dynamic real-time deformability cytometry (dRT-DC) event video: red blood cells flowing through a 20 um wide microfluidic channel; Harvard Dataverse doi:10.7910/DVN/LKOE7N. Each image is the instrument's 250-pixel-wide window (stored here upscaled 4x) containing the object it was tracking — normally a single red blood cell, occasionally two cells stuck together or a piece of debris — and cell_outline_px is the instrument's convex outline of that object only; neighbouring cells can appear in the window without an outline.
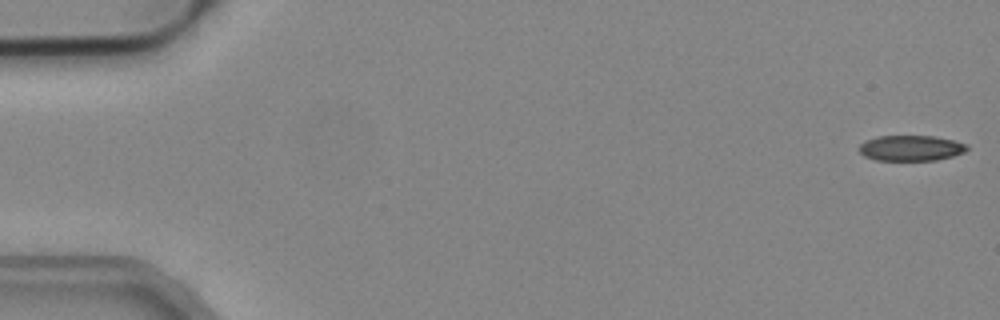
{"species": "common noctule bat (a hibernating species)", "species_latin": "Nyctalus noctula", "temperature_condition": "cold", "stored_images_in_passage": 47, "camera_frame_rate_fps": 3000, "um_per_image_px": 0.085, "animal": {"sex": "male", "body_mass_g": 19.2, "forearm_length_mm": 51.8}, "frame": {"image": 1, "passage_image": 1, "time_ms": 0.0, "image_size_px": [1000, 320], "cell_outline_px": [[968, 148], [964, 152], [952, 156], [936, 160], [876, 160], [864, 156], [860, 152], [860, 144], [864, 140], [876, 136], [936, 136], [956, 140], [968, 144]], "centroid_in_image_um": [77.44, 12.57], "position_along_channel_um": 7.6, "area_um2": 16.18}}
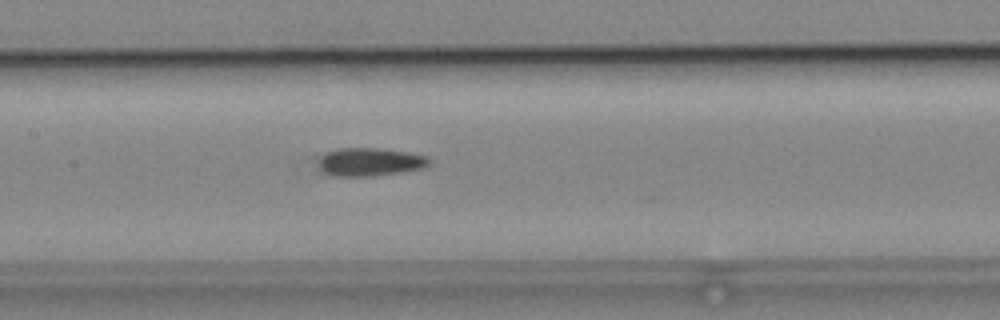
{"frame": {"image": 2, "passage_image": 25, "time_ms": 8.0, "image_size_px": [1000, 320], "cell_outline_px": [[432, 160], [424, 168], [404, 172], [372, 176], [332, 176], [324, 172], [320, 164], [320, 156], [324, 152], [336, 148], [376, 148], [408, 152], [428, 156]], "centroid_in_image_um": [31.47, 13.76], "position_along_channel_um": 175.9, "area_um2": 18.32}}
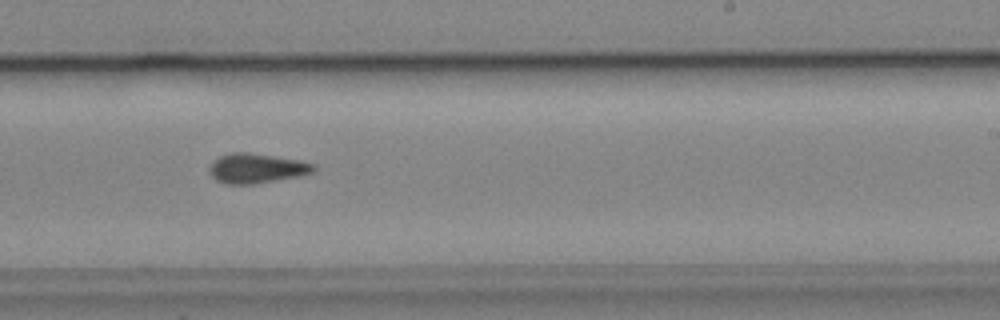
{"frame": {"image": 3, "passage_image": 32, "time_ms": 10.333, "image_size_px": [1000, 320], "cell_outline_px": [[316, 168], [312, 172], [300, 176], [252, 184], [228, 184], [216, 180], [212, 176], [208, 168], [212, 160], [220, 156], [232, 152], [248, 152], [300, 160], [316, 164]], "centroid_in_image_um": [21.8, 14.3], "position_along_channel_um": 267.2, "area_um2": 18.09}, "authors_computed_cell_mechanics": {"area_um2": 17.5712, "velocity_mm_per_s": 3.9236, "shape_relaxation_time_tau1_ms": null, "shape_relaxation_time_tau2_ms": 3.6451, "deformation_change_tau1": null, "deformation_change_tau2": 0.1044}}